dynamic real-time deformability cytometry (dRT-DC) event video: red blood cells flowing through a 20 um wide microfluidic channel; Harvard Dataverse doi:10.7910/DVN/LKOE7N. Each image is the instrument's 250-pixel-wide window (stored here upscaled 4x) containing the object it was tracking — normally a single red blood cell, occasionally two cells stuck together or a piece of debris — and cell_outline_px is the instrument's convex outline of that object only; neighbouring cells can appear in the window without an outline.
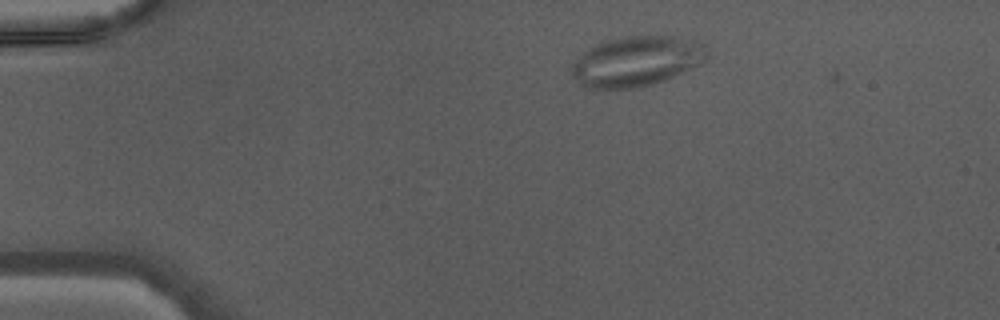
{"species": "Egyptian fruit bat (a non-hibernating species)", "species_latin": "Rousettus aegyptiacus", "temperature_condition": "warm", "stored_images_in_passage": 38, "camera_frame_rate_fps": 3000, "um_per_image_px": 0.085, "animal": {"sex": "male"}, "frame": {"image": 1, "passage_image": 1, "time_ms": 0.0, "image_size_px": [1000, 320], "cell_outline_px": [[708, 56], [704, 60], [692, 68], [664, 80], [652, 84], [636, 88], [588, 88], [580, 84], [576, 80], [572, 72], [572, 64], [580, 52], [604, 40], [620, 36], [672, 36], [692, 40], [704, 44], [708, 48]], "centroid_in_image_um": [54.08, 5.19], "position_along_channel_um": 30.9, "area_um2": 39.59}}